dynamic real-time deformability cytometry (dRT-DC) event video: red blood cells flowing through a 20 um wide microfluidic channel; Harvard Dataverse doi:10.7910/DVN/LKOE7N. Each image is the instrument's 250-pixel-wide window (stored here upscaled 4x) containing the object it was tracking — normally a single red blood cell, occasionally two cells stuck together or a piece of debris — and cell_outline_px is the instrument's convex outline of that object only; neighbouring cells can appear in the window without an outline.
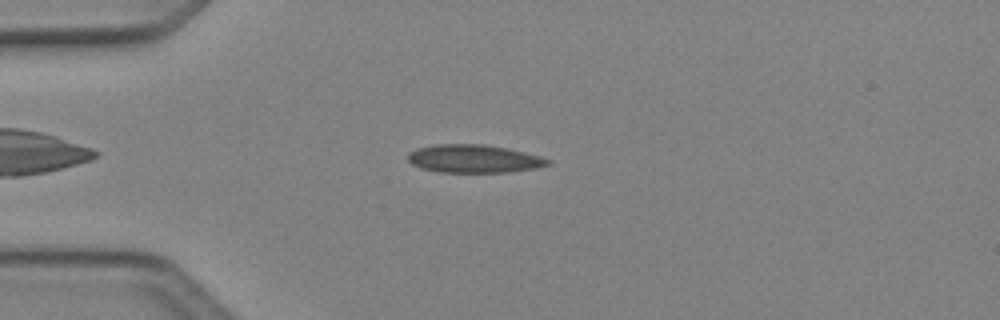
{"species": "Egyptian fruit bat (a non-hibernating species)", "species_latin": "Rousettus aegyptiacus", "temperature_condition": "cold", "stored_images_in_passage": 43, "camera_frame_rate_fps": 3000, "um_per_image_px": 0.085, "animal": {"sex": "female"}, "frame": {"image": 1, "passage_image": 7, "time_ms": 2.0, "image_size_px": [1000, 320], "cell_outline_px": [[552, 164], [536, 168], [508, 172], [440, 172], [420, 168], [412, 164], [408, 160], [408, 152], [416, 148], [436, 144], [484, 144], [508, 148], [540, 156], [552, 160]], "centroid_in_image_um": [40.29, 13.49], "position_along_channel_um": 44.7, "area_um2": 23.06}}
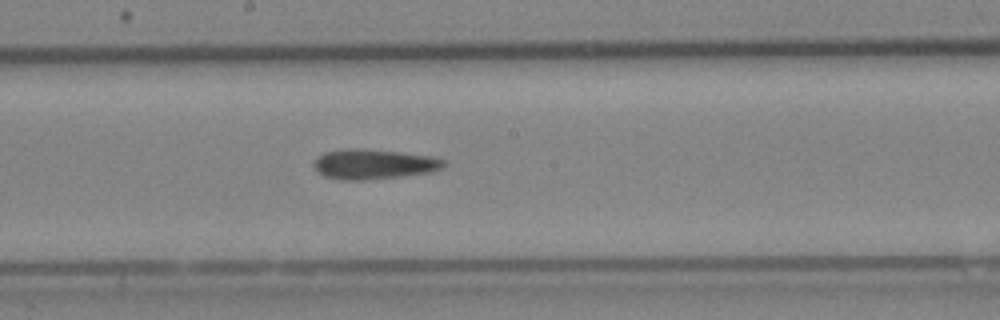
{"frame": {"image": 2, "passage_image": 21, "time_ms": 6.667, "image_size_px": [1000, 320], "cell_outline_px": [[448, 164], [444, 168], [432, 172], [400, 176], [364, 180], [340, 180], [324, 176], [312, 164], [324, 152], [348, 148], [356, 148], [400, 152], [432, 156], [444, 160]], "centroid_in_image_um": [31.82, 13.95], "position_along_channel_um": 216.4, "area_um2": 22.66}}
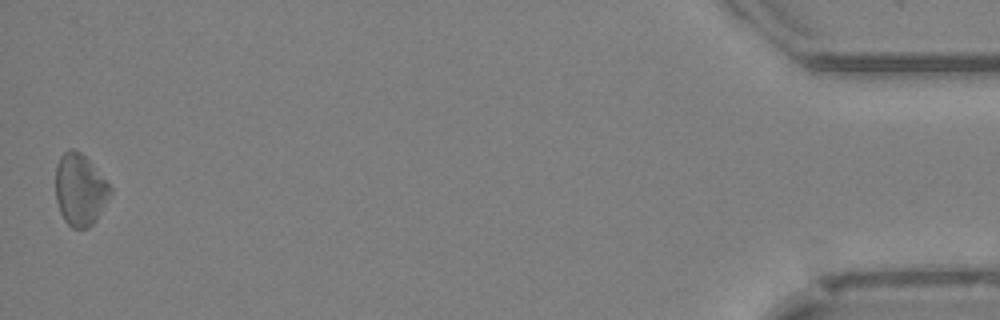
{"frame": {"image": 3, "passage_image": 43, "time_ms": 14.0, "image_size_px": [1000, 320], "cell_outline_px": [[112, 192], [96, 220], [88, 228], [72, 228], [64, 220], [60, 212], [56, 200], [56, 164], [60, 156], [68, 148], [72, 148], [80, 152], [88, 160], [112, 188]], "centroid_in_image_um": [6.78, 16.13], "position_along_channel_um": 428.4, "area_um2": 22.72}}